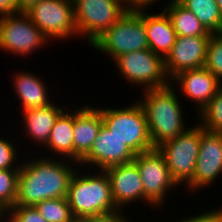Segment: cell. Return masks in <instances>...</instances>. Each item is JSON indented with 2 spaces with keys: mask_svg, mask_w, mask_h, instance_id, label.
Returning <instances> with one entry per match:
<instances>
[{
  "mask_svg": "<svg viewBox=\"0 0 222 222\" xmlns=\"http://www.w3.org/2000/svg\"><path fill=\"white\" fill-rule=\"evenodd\" d=\"M63 111L55 120L54 126L50 132L49 139L44 147H48L51 152L62 155L73 161V128L74 111Z\"/></svg>",
  "mask_w": 222,
  "mask_h": 222,
  "instance_id": "obj_21",
  "label": "cell"
},
{
  "mask_svg": "<svg viewBox=\"0 0 222 222\" xmlns=\"http://www.w3.org/2000/svg\"><path fill=\"white\" fill-rule=\"evenodd\" d=\"M25 13L49 41L78 37L72 0H40Z\"/></svg>",
  "mask_w": 222,
  "mask_h": 222,
  "instance_id": "obj_9",
  "label": "cell"
},
{
  "mask_svg": "<svg viewBox=\"0 0 222 222\" xmlns=\"http://www.w3.org/2000/svg\"><path fill=\"white\" fill-rule=\"evenodd\" d=\"M6 215L5 218L9 217L7 222H47L35 206L14 205Z\"/></svg>",
  "mask_w": 222,
  "mask_h": 222,
  "instance_id": "obj_28",
  "label": "cell"
},
{
  "mask_svg": "<svg viewBox=\"0 0 222 222\" xmlns=\"http://www.w3.org/2000/svg\"><path fill=\"white\" fill-rule=\"evenodd\" d=\"M198 115L205 130L222 133V87Z\"/></svg>",
  "mask_w": 222,
  "mask_h": 222,
  "instance_id": "obj_25",
  "label": "cell"
},
{
  "mask_svg": "<svg viewBox=\"0 0 222 222\" xmlns=\"http://www.w3.org/2000/svg\"><path fill=\"white\" fill-rule=\"evenodd\" d=\"M177 1L191 11L209 33H222V12L215 0Z\"/></svg>",
  "mask_w": 222,
  "mask_h": 222,
  "instance_id": "obj_23",
  "label": "cell"
},
{
  "mask_svg": "<svg viewBox=\"0 0 222 222\" xmlns=\"http://www.w3.org/2000/svg\"><path fill=\"white\" fill-rule=\"evenodd\" d=\"M13 141H8L5 138H0V170L5 169H20V163L17 164V151ZM15 162V164H14ZM15 166V167H14Z\"/></svg>",
  "mask_w": 222,
  "mask_h": 222,
  "instance_id": "obj_29",
  "label": "cell"
},
{
  "mask_svg": "<svg viewBox=\"0 0 222 222\" xmlns=\"http://www.w3.org/2000/svg\"><path fill=\"white\" fill-rule=\"evenodd\" d=\"M171 86L172 84L163 88L144 90L143 98L138 100L145 112L154 148L187 130L183 122L184 113L180 100L174 93V86Z\"/></svg>",
  "mask_w": 222,
  "mask_h": 222,
  "instance_id": "obj_3",
  "label": "cell"
},
{
  "mask_svg": "<svg viewBox=\"0 0 222 222\" xmlns=\"http://www.w3.org/2000/svg\"><path fill=\"white\" fill-rule=\"evenodd\" d=\"M121 3L127 10L137 9V0H116Z\"/></svg>",
  "mask_w": 222,
  "mask_h": 222,
  "instance_id": "obj_34",
  "label": "cell"
},
{
  "mask_svg": "<svg viewBox=\"0 0 222 222\" xmlns=\"http://www.w3.org/2000/svg\"><path fill=\"white\" fill-rule=\"evenodd\" d=\"M109 178L113 200L122 212L123 206L143 200V184L136 164L112 166L104 170ZM129 203V204H128ZM122 208V209H121Z\"/></svg>",
  "mask_w": 222,
  "mask_h": 222,
  "instance_id": "obj_16",
  "label": "cell"
},
{
  "mask_svg": "<svg viewBox=\"0 0 222 222\" xmlns=\"http://www.w3.org/2000/svg\"><path fill=\"white\" fill-rule=\"evenodd\" d=\"M133 162L136 164L142 184L143 201L159 207L165 201L169 190L176 188L177 183L172 179L169 168L162 154L154 148L150 151L136 154Z\"/></svg>",
  "mask_w": 222,
  "mask_h": 222,
  "instance_id": "obj_11",
  "label": "cell"
},
{
  "mask_svg": "<svg viewBox=\"0 0 222 222\" xmlns=\"http://www.w3.org/2000/svg\"><path fill=\"white\" fill-rule=\"evenodd\" d=\"M20 169L0 170V207L5 212L16 203Z\"/></svg>",
  "mask_w": 222,
  "mask_h": 222,
  "instance_id": "obj_26",
  "label": "cell"
},
{
  "mask_svg": "<svg viewBox=\"0 0 222 222\" xmlns=\"http://www.w3.org/2000/svg\"><path fill=\"white\" fill-rule=\"evenodd\" d=\"M171 82L172 84L175 82V87L180 86L182 95H185L197 105V114L222 87L217 77L205 67L183 71L176 75Z\"/></svg>",
  "mask_w": 222,
  "mask_h": 222,
  "instance_id": "obj_15",
  "label": "cell"
},
{
  "mask_svg": "<svg viewBox=\"0 0 222 222\" xmlns=\"http://www.w3.org/2000/svg\"><path fill=\"white\" fill-rule=\"evenodd\" d=\"M48 41L25 12L0 17V49L25 56L48 45Z\"/></svg>",
  "mask_w": 222,
  "mask_h": 222,
  "instance_id": "obj_10",
  "label": "cell"
},
{
  "mask_svg": "<svg viewBox=\"0 0 222 222\" xmlns=\"http://www.w3.org/2000/svg\"><path fill=\"white\" fill-rule=\"evenodd\" d=\"M13 86L21 101L22 110L39 108L52 103L46 88V83L37 75L30 72H17L13 78Z\"/></svg>",
  "mask_w": 222,
  "mask_h": 222,
  "instance_id": "obj_19",
  "label": "cell"
},
{
  "mask_svg": "<svg viewBox=\"0 0 222 222\" xmlns=\"http://www.w3.org/2000/svg\"><path fill=\"white\" fill-rule=\"evenodd\" d=\"M56 159V160H54ZM41 157L21 162L15 205L35 206L53 198L66 197L76 169L65 159ZM71 167V168H70Z\"/></svg>",
  "mask_w": 222,
  "mask_h": 222,
  "instance_id": "obj_1",
  "label": "cell"
},
{
  "mask_svg": "<svg viewBox=\"0 0 222 222\" xmlns=\"http://www.w3.org/2000/svg\"><path fill=\"white\" fill-rule=\"evenodd\" d=\"M63 111L66 110H64L62 106L60 108L58 104L56 106L55 102L44 107L22 111L24 113V132H26V135L34 142L36 141L38 144L46 145L55 120Z\"/></svg>",
  "mask_w": 222,
  "mask_h": 222,
  "instance_id": "obj_20",
  "label": "cell"
},
{
  "mask_svg": "<svg viewBox=\"0 0 222 222\" xmlns=\"http://www.w3.org/2000/svg\"><path fill=\"white\" fill-rule=\"evenodd\" d=\"M136 154L117 136L102 125L93 142L89 154L80 162L88 164L99 170L132 162Z\"/></svg>",
  "mask_w": 222,
  "mask_h": 222,
  "instance_id": "obj_14",
  "label": "cell"
},
{
  "mask_svg": "<svg viewBox=\"0 0 222 222\" xmlns=\"http://www.w3.org/2000/svg\"><path fill=\"white\" fill-rule=\"evenodd\" d=\"M164 11L169 16L177 36H211L199 19L177 0H170Z\"/></svg>",
  "mask_w": 222,
  "mask_h": 222,
  "instance_id": "obj_22",
  "label": "cell"
},
{
  "mask_svg": "<svg viewBox=\"0 0 222 222\" xmlns=\"http://www.w3.org/2000/svg\"><path fill=\"white\" fill-rule=\"evenodd\" d=\"M181 135L157 147L165 159L172 179L185 186L193 179L199 154L201 125L188 127Z\"/></svg>",
  "mask_w": 222,
  "mask_h": 222,
  "instance_id": "obj_7",
  "label": "cell"
},
{
  "mask_svg": "<svg viewBox=\"0 0 222 222\" xmlns=\"http://www.w3.org/2000/svg\"><path fill=\"white\" fill-rule=\"evenodd\" d=\"M114 62L121 76L131 85L133 83L142 86L143 91L171 84L165 70L164 58L150 49L120 55L113 60Z\"/></svg>",
  "mask_w": 222,
  "mask_h": 222,
  "instance_id": "obj_6",
  "label": "cell"
},
{
  "mask_svg": "<svg viewBox=\"0 0 222 222\" xmlns=\"http://www.w3.org/2000/svg\"><path fill=\"white\" fill-rule=\"evenodd\" d=\"M100 222H131V221L130 220L128 221L126 216L124 217V214L122 213L117 216L100 219Z\"/></svg>",
  "mask_w": 222,
  "mask_h": 222,
  "instance_id": "obj_33",
  "label": "cell"
},
{
  "mask_svg": "<svg viewBox=\"0 0 222 222\" xmlns=\"http://www.w3.org/2000/svg\"><path fill=\"white\" fill-rule=\"evenodd\" d=\"M145 10L146 8L127 10L91 47L107 53L113 60L129 52L149 49L144 26Z\"/></svg>",
  "mask_w": 222,
  "mask_h": 222,
  "instance_id": "obj_4",
  "label": "cell"
},
{
  "mask_svg": "<svg viewBox=\"0 0 222 222\" xmlns=\"http://www.w3.org/2000/svg\"><path fill=\"white\" fill-rule=\"evenodd\" d=\"M156 1L158 0H137V9L147 8L148 6L152 5L153 2H156Z\"/></svg>",
  "mask_w": 222,
  "mask_h": 222,
  "instance_id": "obj_35",
  "label": "cell"
},
{
  "mask_svg": "<svg viewBox=\"0 0 222 222\" xmlns=\"http://www.w3.org/2000/svg\"><path fill=\"white\" fill-rule=\"evenodd\" d=\"M211 36H177L170 53L165 57V70L172 80L179 73L204 66L206 47Z\"/></svg>",
  "mask_w": 222,
  "mask_h": 222,
  "instance_id": "obj_13",
  "label": "cell"
},
{
  "mask_svg": "<svg viewBox=\"0 0 222 222\" xmlns=\"http://www.w3.org/2000/svg\"><path fill=\"white\" fill-rule=\"evenodd\" d=\"M102 125L103 119L98 107L86 105L74 110L73 161L75 166L89 154Z\"/></svg>",
  "mask_w": 222,
  "mask_h": 222,
  "instance_id": "obj_17",
  "label": "cell"
},
{
  "mask_svg": "<svg viewBox=\"0 0 222 222\" xmlns=\"http://www.w3.org/2000/svg\"><path fill=\"white\" fill-rule=\"evenodd\" d=\"M20 13L16 0H0V17Z\"/></svg>",
  "mask_w": 222,
  "mask_h": 222,
  "instance_id": "obj_31",
  "label": "cell"
},
{
  "mask_svg": "<svg viewBox=\"0 0 222 222\" xmlns=\"http://www.w3.org/2000/svg\"><path fill=\"white\" fill-rule=\"evenodd\" d=\"M67 222H92L91 220H88L86 218H82V217H72L69 221Z\"/></svg>",
  "mask_w": 222,
  "mask_h": 222,
  "instance_id": "obj_36",
  "label": "cell"
},
{
  "mask_svg": "<svg viewBox=\"0 0 222 222\" xmlns=\"http://www.w3.org/2000/svg\"><path fill=\"white\" fill-rule=\"evenodd\" d=\"M144 26L149 49L165 59L177 37L169 16L164 10L157 14H149L145 11Z\"/></svg>",
  "mask_w": 222,
  "mask_h": 222,
  "instance_id": "obj_18",
  "label": "cell"
},
{
  "mask_svg": "<svg viewBox=\"0 0 222 222\" xmlns=\"http://www.w3.org/2000/svg\"><path fill=\"white\" fill-rule=\"evenodd\" d=\"M215 1L218 4V7L220 8V10L222 12V0H215Z\"/></svg>",
  "mask_w": 222,
  "mask_h": 222,
  "instance_id": "obj_38",
  "label": "cell"
},
{
  "mask_svg": "<svg viewBox=\"0 0 222 222\" xmlns=\"http://www.w3.org/2000/svg\"><path fill=\"white\" fill-rule=\"evenodd\" d=\"M72 1L78 37H87L89 46L127 11L116 0Z\"/></svg>",
  "mask_w": 222,
  "mask_h": 222,
  "instance_id": "obj_8",
  "label": "cell"
},
{
  "mask_svg": "<svg viewBox=\"0 0 222 222\" xmlns=\"http://www.w3.org/2000/svg\"><path fill=\"white\" fill-rule=\"evenodd\" d=\"M40 0H16L19 12H26Z\"/></svg>",
  "mask_w": 222,
  "mask_h": 222,
  "instance_id": "obj_32",
  "label": "cell"
},
{
  "mask_svg": "<svg viewBox=\"0 0 222 222\" xmlns=\"http://www.w3.org/2000/svg\"><path fill=\"white\" fill-rule=\"evenodd\" d=\"M35 208L47 222H67L74 217L66 197L41 201Z\"/></svg>",
  "mask_w": 222,
  "mask_h": 222,
  "instance_id": "obj_24",
  "label": "cell"
},
{
  "mask_svg": "<svg viewBox=\"0 0 222 222\" xmlns=\"http://www.w3.org/2000/svg\"><path fill=\"white\" fill-rule=\"evenodd\" d=\"M98 171L82 176L75 171L71 177L66 199L73 216L94 222L124 213L120 212L113 200L107 173Z\"/></svg>",
  "mask_w": 222,
  "mask_h": 222,
  "instance_id": "obj_2",
  "label": "cell"
},
{
  "mask_svg": "<svg viewBox=\"0 0 222 222\" xmlns=\"http://www.w3.org/2000/svg\"><path fill=\"white\" fill-rule=\"evenodd\" d=\"M6 216V212L3 210V209H1V207H0V219L3 221V222H5L3 219H6L5 218V216ZM4 217V218H3ZM0 220V221H1Z\"/></svg>",
  "mask_w": 222,
  "mask_h": 222,
  "instance_id": "obj_37",
  "label": "cell"
},
{
  "mask_svg": "<svg viewBox=\"0 0 222 222\" xmlns=\"http://www.w3.org/2000/svg\"><path fill=\"white\" fill-rule=\"evenodd\" d=\"M222 84V33L212 34L207 47L204 66Z\"/></svg>",
  "mask_w": 222,
  "mask_h": 222,
  "instance_id": "obj_27",
  "label": "cell"
},
{
  "mask_svg": "<svg viewBox=\"0 0 222 222\" xmlns=\"http://www.w3.org/2000/svg\"><path fill=\"white\" fill-rule=\"evenodd\" d=\"M178 222H222V209L219 208L218 211L217 209H214L213 211L209 210L187 219L184 217L183 220H180Z\"/></svg>",
  "mask_w": 222,
  "mask_h": 222,
  "instance_id": "obj_30",
  "label": "cell"
},
{
  "mask_svg": "<svg viewBox=\"0 0 222 222\" xmlns=\"http://www.w3.org/2000/svg\"><path fill=\"white\" fill-rule=\"evenodd\" d=\"M222 173V133L210 132L201 126L199 154L193 179L187 184V190L205 188Z\"/></svg>",
  "mask_w": 222,
  "mask_h": 222,
  "instance_id": "obj_12",
  "label": "cell"
},
{
  "mask_svg": "<svg viewBox=\"0 0 222 222\" xmlns=\"http://www.w3.org/2000/svg\"><path fill=\"white\" fill-rule=\"evenodd\" d=\"M127 108H98L103 125L121 139L135 154L154 149L145 112L136 100Z\"/></svg>",
  "mask_w": 222,
  "mask_h": 222,
  "instance_id": "obj_5",
  "label": "cell"
}]
</instances>
